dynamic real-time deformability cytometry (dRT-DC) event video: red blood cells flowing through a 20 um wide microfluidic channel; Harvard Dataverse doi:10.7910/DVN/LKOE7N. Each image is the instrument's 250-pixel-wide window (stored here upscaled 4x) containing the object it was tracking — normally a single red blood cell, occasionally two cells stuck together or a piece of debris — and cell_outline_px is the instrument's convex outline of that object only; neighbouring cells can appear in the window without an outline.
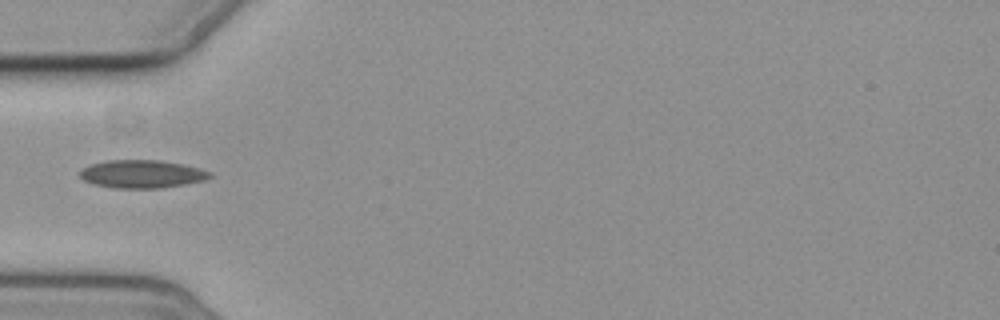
{"species": "common noctule bat (a hibernating species)", "species_latin": "Nyctalus noctula", "temperature_condition": "cold", "stored_images_in_passage": 3, "camera_frame_rate_fps": 3000, "um_per_image_px": 0.085, "animal": {"sex": "female", "body_mass_g": 19.3, "forearm_length_mm": 54.1}, "frame": {"image": 1, "passage_image": 3, "time_ms": 3.0, "image_size_px": [1000, 320], "cell_outline_px": [[212, 176], [204, 180], [184, 184], [160, 188], [116, 188], [92, 184], [84, 180], [80, 176], [80, 172], [84, 168], [92, 164], [108, 160], [160, 160], [184, 164], [200, 168], [208, 172]], "centroid_in_image_um": [12.06, 14.79], "position_along_channel_um": 72.9, "area_um2": 21.04}}